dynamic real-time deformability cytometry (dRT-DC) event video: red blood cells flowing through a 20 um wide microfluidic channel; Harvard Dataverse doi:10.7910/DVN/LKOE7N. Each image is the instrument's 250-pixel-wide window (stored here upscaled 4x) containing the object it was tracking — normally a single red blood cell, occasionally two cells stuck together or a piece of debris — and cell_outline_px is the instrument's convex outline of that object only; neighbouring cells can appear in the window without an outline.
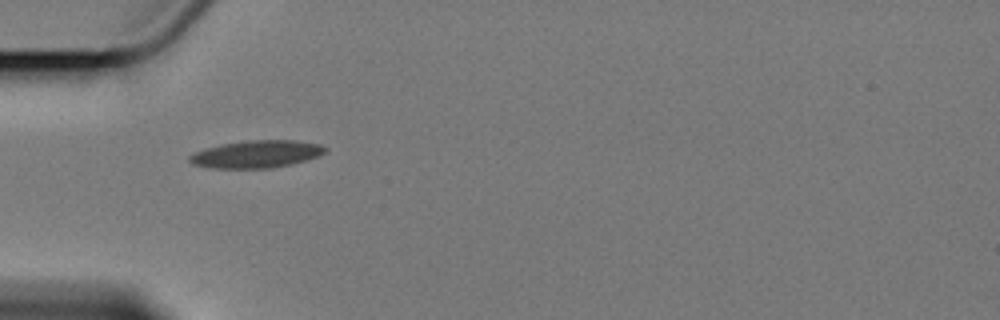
{"species": "Egyptian fruit bat (a non-hibernating species)", "species_latin": "Rousettus aegyptiacus", "temperature_condition": "cold", "stored_images_in_passage": 2, "camera_frame_rate_fps": 3000, "um_per_image_px": 0.085, "animal": {"sex": "female"}, "frame": {"image": 1, "passage_image": 1, "time_ms": 0.0, "image_size_px": [1000, 320], "cell_outline_px": [[328, 148], [320, 156], [292, 164], [272, 168], [208, 168], [192, 164], [188, 160], [188, 156], [204, 148], [220, 144], [244, 140], [296, 140], [320, 144]], "centroid_in_image_um": [21.79, 13.1], "position_along_channel_um": 63.2, "area_um2": 21.96}}
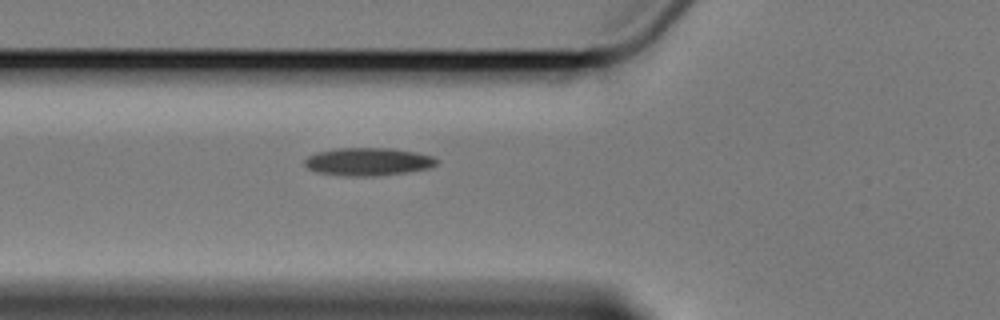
{"frame": {"image": 2, "passage_image": 2, "time_ms": 1.0, "image_size_px": [1000, 320], "cell_outline_px": [[440, 160], [436, 164], [428, 168], [404, 172], [372, 176], [344, 176], [316, 172], [308, 168], [304, 164], [304, 160], [308, 156], [316, 152], [336, 148], [392, 148], [416, 152], [432, 156]], "centroid_in_image_um": [31.26, 13.73], "position_along_channel_um": 94.5, "area_um2": 21.44}}